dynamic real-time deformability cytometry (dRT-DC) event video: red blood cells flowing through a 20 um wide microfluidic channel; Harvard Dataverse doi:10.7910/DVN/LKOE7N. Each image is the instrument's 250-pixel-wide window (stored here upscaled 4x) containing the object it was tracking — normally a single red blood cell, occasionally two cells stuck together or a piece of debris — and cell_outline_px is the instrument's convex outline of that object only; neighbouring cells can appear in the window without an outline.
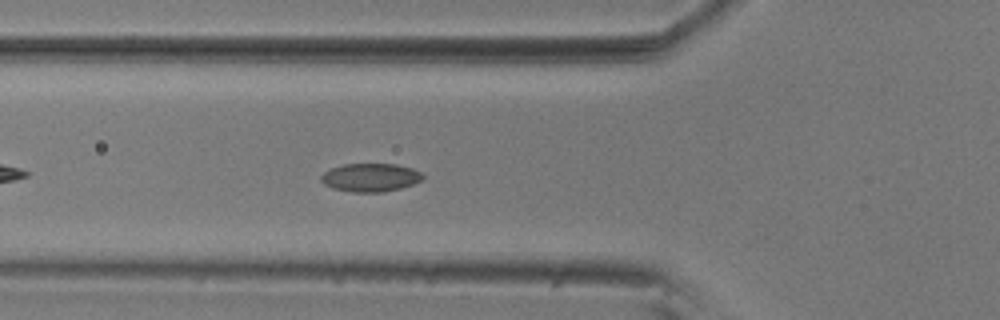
{"species": "common noctule bat (a hibernating species)", "species_latin": "Nyctalus noctula", "temperature_condition": "room temperature", "stored_images_in_passage": 54, "camera_frame_rate_fps": 3000, "um_per_image_px": 0.085, "animal": {"sex": "male", "body_mass_g": 20.5, "forearm_length_mm": 52.5}, "frame": {"image": 1, "passage_image": 17, "time_ms": 5.333, "image_size_px": [1000, 320], "cell_outline_px": [[424, 180], [400, 188], [384, 192], [352, 192], [332, 188], [324, 184], [320, 180], [320, 176], [324, 172], [332, 168], [344, 164], [396, 164], [412, 168], [420, 172], [424, 176]], "centroid_in_image_um": [31.49, 15.09], "position_along_channel_um": 94.3, "area_um2": 16.82}}
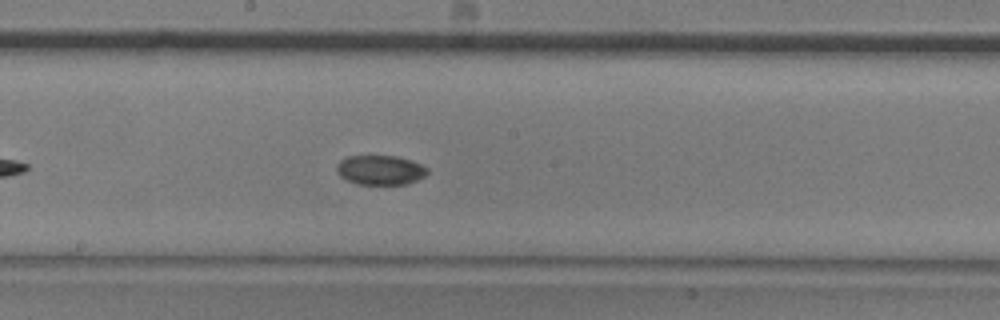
{"frame": {"image": 2, "passage_image": 27, "time_ms": 8.667, "image_size_px": [1000, 320], "cell_outline_px": [[428, 172], [424, 176], [408, 184], [356, 184], [340, 176], [336, 172], [336, 164], [340, 160], [348, 156], [396, 156], [420, 164], [428, 168]], "centroid_in_image_um": [32.29, 14.45], "position_along_channel_um": 215.9, "area_um2": 15.55}}
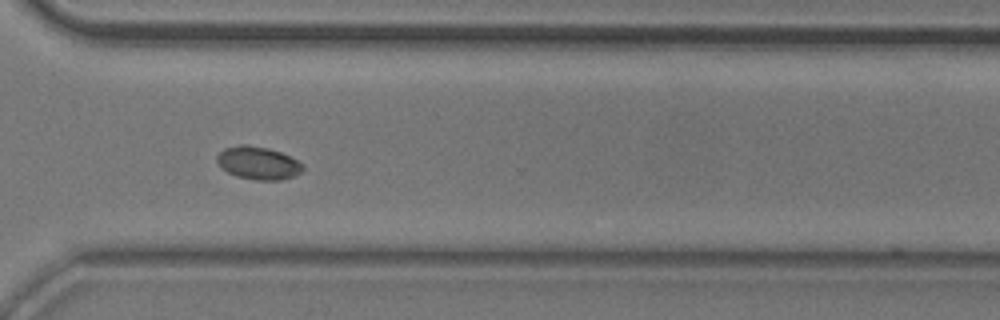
{"frame": {"image": 3, "passage_image": 38, "time_ms": 12.333, "image_size_px": [1000, 320], "cell_outline_px": [[304, 168], [300, 172], [292, 176], [280, 180], [256, 180], [236, 176], [220, 168], [216, 160], [216, 156], [224, 148], [240, 144], [244, 144], [268, 148], [280, 152], [304, 164]], "centroid_in_image_um": [21.9, 13.85], "position_along_channel_um": 348.7, "area_um2": 16.42}, "authors_computed_cell_mechanics": {"area_um2": 16.2707, "velocity_mm_per_s": 3.6317, "shape_relaxation_time_tau1_ms": 4.4277, "shape_relaxation_time_tau2_ms": null, "deformation_change_tau1": 0.1007, "deformation_change_tau2": null}}